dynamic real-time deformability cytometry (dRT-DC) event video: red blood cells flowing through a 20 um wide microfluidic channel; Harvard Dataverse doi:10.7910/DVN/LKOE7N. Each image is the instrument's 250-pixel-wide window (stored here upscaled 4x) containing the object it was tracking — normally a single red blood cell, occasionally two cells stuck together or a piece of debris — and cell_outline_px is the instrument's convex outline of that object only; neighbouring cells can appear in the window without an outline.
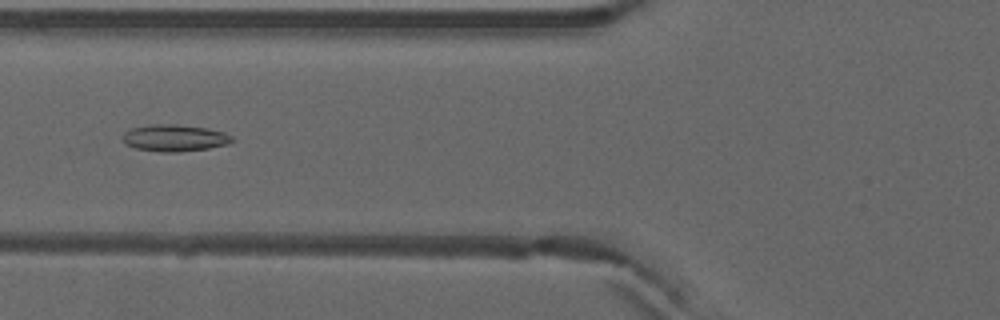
{"species": "common noctule bat (a hibernating species)", "species_latin": "Nyctalus noctula", "temperature_condition": "warm", "stored_images_in_passage": 6, "camera_frame_rate_fps": 3000, "um_per_image_px": 0.085, "animal": {"sex": "male", "forearm_length_mm": 52.5}, "frame": {"image": 1, "passage_image": 6, "time_ms": 1.667, "image_size_px": [1000, 320], "cell_outline_px": [[236, 140], [228, 144], [208, 148], [176, 152], [160, 152], [136, 148], [124, 144], [124, 132], [132, 128], [152, 124], [176, 124], [208, 128], [224, 132], [232, 136]], "centroid_in_image_um": [14.87, 11.72], "position_along_channel_um": 110.9, "area_um2": 17.11}}